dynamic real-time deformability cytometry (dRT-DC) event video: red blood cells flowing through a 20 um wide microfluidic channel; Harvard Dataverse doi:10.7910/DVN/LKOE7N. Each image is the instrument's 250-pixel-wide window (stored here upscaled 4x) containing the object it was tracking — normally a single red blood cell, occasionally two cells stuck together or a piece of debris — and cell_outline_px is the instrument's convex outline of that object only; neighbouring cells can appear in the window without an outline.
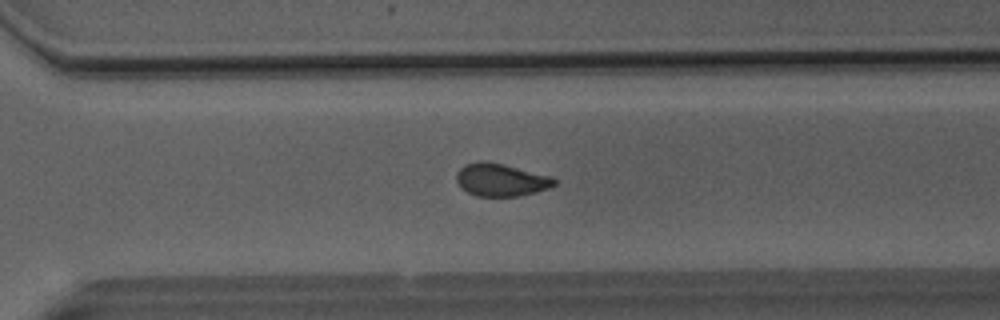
{"species": "Egyptian fruit bat (a non-hibernating species)", "species_latin": "Rousettus aegyptiacus", "temperature_condition": "room temperature", "stored_images_in_passage": 50, "camera_frame_rate_fps": 3000, "um_per_image_px": 0.085, "animal": {"sex": "male"}, "frame": {"image": 1, "passage_image": 35, "time_ms": 11.333, "image_size_px": [1000, 320], "cell_outline_px": [[556, 184], [548, 188], [516, 196], [476, 196], [460, 188], [456, 180], [456, 172], [464, 164], [480, 160], [484, 160], [504, 164], [552, 176], [556, 180]], "centroid_in_image_um": [42.53, 15.27], "position_along_channel_um": 328.1, "area_um2": 18.73}}
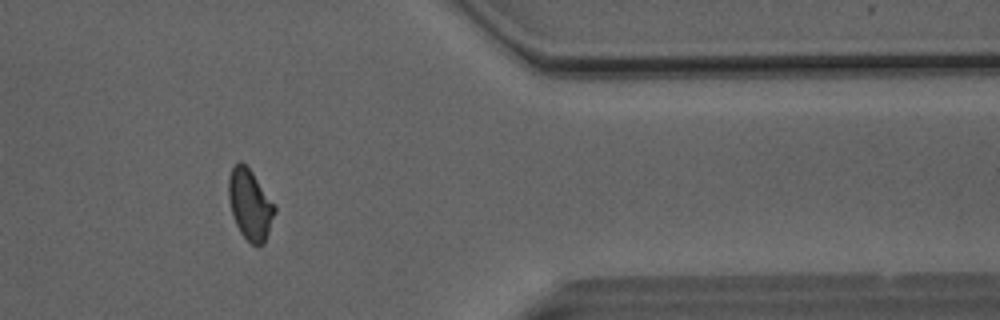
{"frame": {"image": 2, "passage_image": 41, "time_ms": 13.333, "image_size_px": [1000, 320], "cell_outline_px": [[276, 212], [264, 244], [252, 244], [240, 232], [232, 216], [228, 196], [228, 176], [232, 168], [240, 160], [252, 172], [276, 208]], "centroid_in_image_um": [21.23, 17.39], "position_along_channel_um": 390.2, "area_um2": 18.67}}
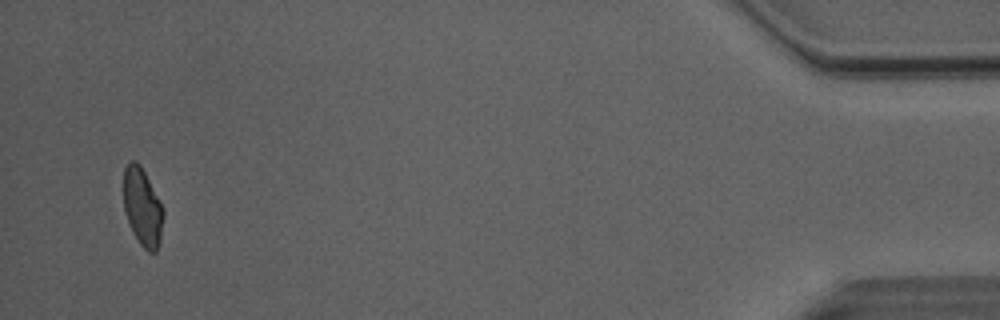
{"frame": {"image": 3, "passage_image": 48, "time_ms": 15.667, "image_size_px": [1000, 320], "cell_outline_px": [[164, 216], [160, 240], [156, 252], [148, 252], [140, 244], [132, 232], [124, 212], [124, 168], [132, 160], [136, 160], [140, 164], [160, 200], [164, 208]], "centroid_in_image_um": [12.12, 17.61], "position_along_channel_um": 423.1, "area_um2": 18.21}, "authors_computed_cell_mechanics": {"area_um2": 19.2185, "velocity_mm_per_s": 4.1048, "shape_relaxation_time_tau1_ms": null, "shape_relaxation_time_tau2_ms": 1.2701, "deformation_change_tau1": null, "deformation_change_tau2": 0.0637}}